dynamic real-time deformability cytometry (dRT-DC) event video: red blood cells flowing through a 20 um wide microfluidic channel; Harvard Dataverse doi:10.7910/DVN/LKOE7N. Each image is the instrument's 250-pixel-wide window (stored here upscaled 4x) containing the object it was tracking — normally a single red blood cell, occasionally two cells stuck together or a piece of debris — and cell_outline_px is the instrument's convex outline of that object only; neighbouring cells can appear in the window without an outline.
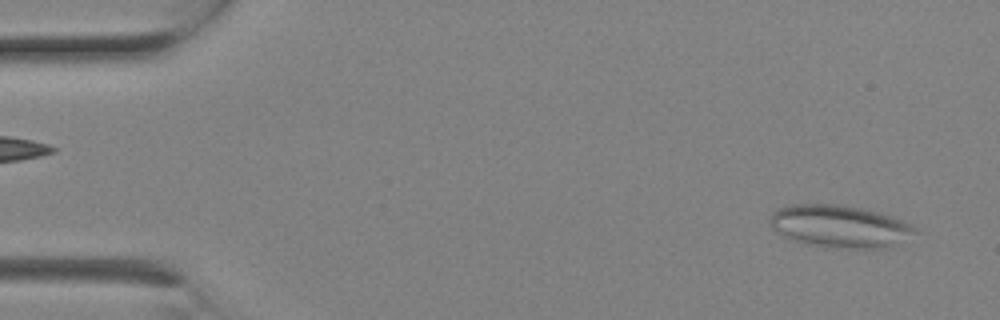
{"species": "Egyptian fruit bat (a non-hibernating species)", "species_latin": "Rousettus aegyptiacus", "temperature_condition": "room temperature", "stored_images_in_passage": 6, "camera_frame_rate_fps": 3000, "um_per_image_px": 0.085, "animal": {"sex": "female"}, "frame": {"image": 1, "passage_image": 1, "time_ms": 0.0, "image_size_px": [1000, 320], "cell_outline_px": [[916, 232], [892, 248], [848, 248], [812, 244], [796, 240], [784, 236], [772, 228], [768, 224], [768, 220], [780, 208], [788, 204], [840, 204], [864, 208], [892, 216], [912, 224], [916, 228]], "centroid_in_image_um": [71.42, 19.22], "position_along_channel_um": 13.6, "area_um2": 35.66}}